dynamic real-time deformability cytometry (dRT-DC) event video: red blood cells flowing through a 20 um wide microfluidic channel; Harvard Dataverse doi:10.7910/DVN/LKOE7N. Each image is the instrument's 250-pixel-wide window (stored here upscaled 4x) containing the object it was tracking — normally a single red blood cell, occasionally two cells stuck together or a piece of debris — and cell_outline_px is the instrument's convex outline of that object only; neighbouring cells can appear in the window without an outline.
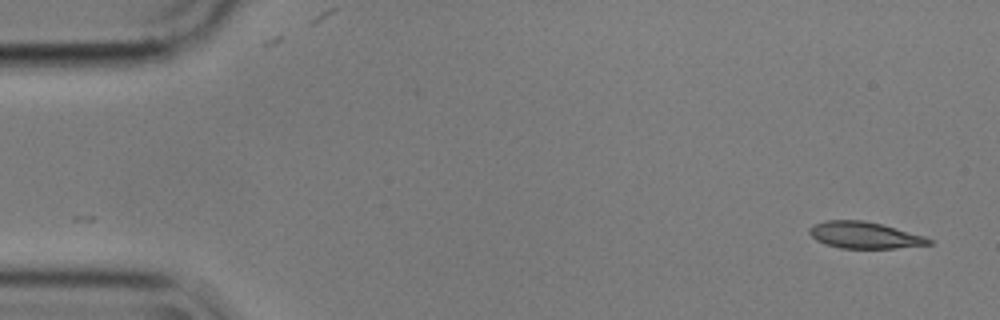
{"species": "common noctule bat (a hibernating species)", "species_latin": "Nyctalus noctula", "temperature_condition": "cold", "stored_images_in_passage": 2, "camera_frame_rate_fps": 3000, "um_per_image_px": 0.085, "animal": {"sex": "male", "body_mass_g": 17.9}, "frame": {"image": 1, "passage_image": 2, "time_ms": 0.333, "image_size_px": [1000, 320], "cell_outline_px": [[932, 244], [896, 248], [840, 248], [824, 244], [816, 240], [808, 232], [808, 228], [812, 224], [824, 220], [864, 220], [880, 224], [924, 236], [932, 240]], "centroid_in_image_um": [73.42, 19.98], "position_along_channel_um": 11.6, "area_um2": 18.5}}